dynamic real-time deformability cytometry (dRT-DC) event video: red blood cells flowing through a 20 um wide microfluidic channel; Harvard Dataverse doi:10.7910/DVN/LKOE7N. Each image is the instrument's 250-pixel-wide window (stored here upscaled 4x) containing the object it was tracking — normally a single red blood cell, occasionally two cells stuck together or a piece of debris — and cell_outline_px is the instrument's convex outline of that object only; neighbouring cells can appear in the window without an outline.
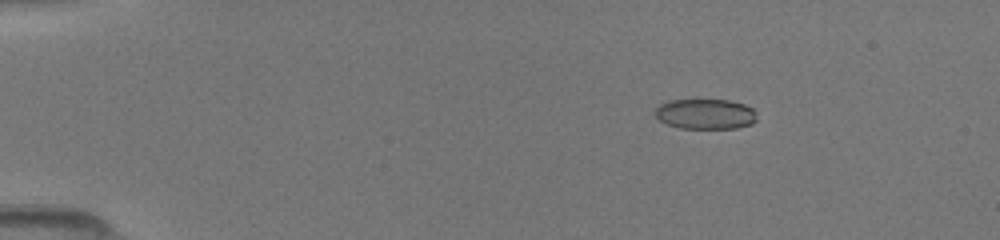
{"species": "common noctule bat (a hibernating species)", "species_latin": "Nyctalus noctula", "temperature_condition": "room temperature", "stored_images_in_passage": 51, "camera_frame_rate_fps": 3000, "um_per_image_px": 0.085, "animal": {"sex": "female", "body_mass_g": 19.5, "forearm_length_mm": 54.1}, "frame": {"image": 1, "passage_image": 9, "time_ms": 2.667, "image_size_px": [1000, 240], "cell_outline_px": [[756, 120], [752, 124], [736, 128], [680, 128], [668, 124], [660, 120], [656, 116], [656, 108], [660, 104], [668, 100], [728, 100], [744, 104], [752, 108], [756, 112]], "centroid_in_image_um": [59.98, 9.69], "position_along_channel_um": 25.0, "area_um2": 17.86}}
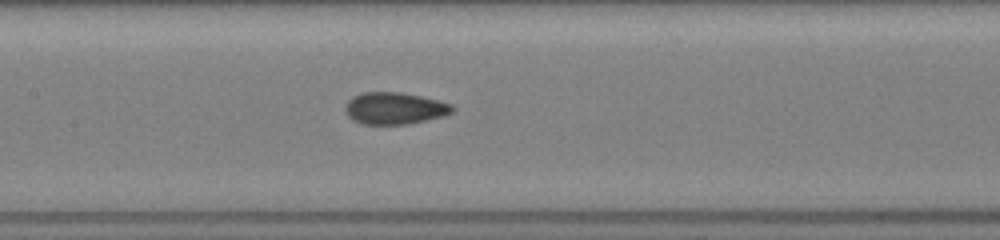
{"frame": {"image": 2, "passage_image": 26, "time_ms": 8.333, "image_size_px": [1000, 240], "cell_outline_px": [[456, 108], [452, 112], [444, 116], [408, 124], [364, 124], [352, 120], [344, 112], [344, 108], [348, 100], [352, 96], [360, 92], [400, 92], [420, 96], [452, 104]], "centroid_in_image_um": [33.51, 9.2], "position_along_channel_um": 173.9, "area_um2": 20.06}}
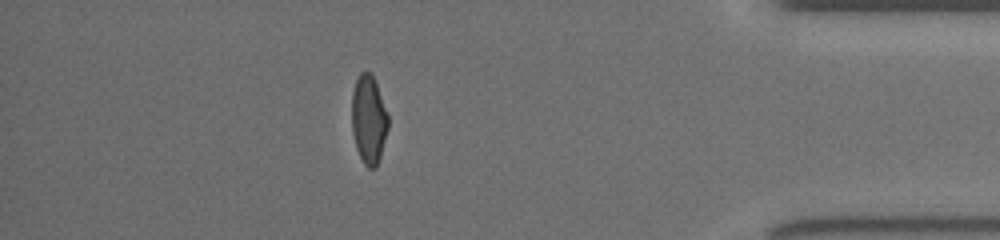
{"frame": {"image": 3, "passage_image": 45, "time_ms": 14.667, "image_size_px": [1000, 240], "cell_outline_px": [[388, 128], [380, 156], [376, 168], [368, 168], [364, 164], [356, 148], [352, 132], [352, 92], [356, 80], [360, 72], [368, 72], [372, 76], [376, 84], [388, 116]], "centroid_in_image_um": [31.32, 10.18], "position_along_channel_um": 403.9, "area_um2": 18.5}}